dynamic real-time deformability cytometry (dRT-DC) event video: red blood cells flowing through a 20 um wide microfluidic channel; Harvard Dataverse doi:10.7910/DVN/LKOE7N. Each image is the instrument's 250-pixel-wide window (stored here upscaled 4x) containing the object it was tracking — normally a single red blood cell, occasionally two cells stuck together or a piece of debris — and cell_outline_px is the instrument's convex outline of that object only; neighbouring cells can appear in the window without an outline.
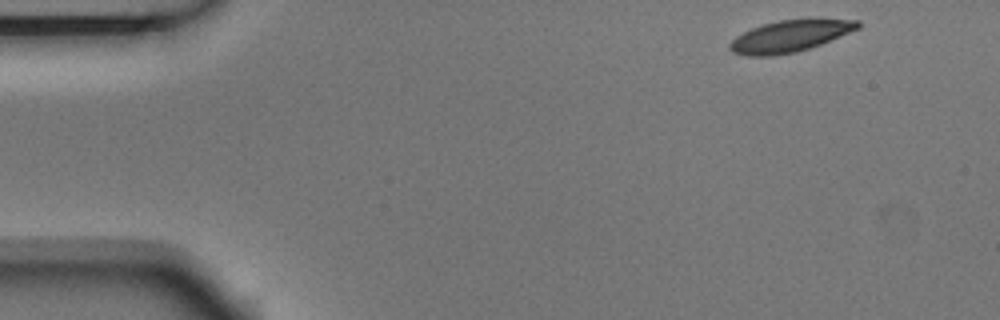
{"species": "Egyptian fruit bat (a non-hibernating species)", "species_latin": "Rousettus aegyptiacus", "temperature_condition": "room temperature", "stored_images_in_passage": 4, "camera_frame_rate_fps": 3000, "um_per_image_px": 0.085, "animal": {"sex": "male"}, "frame": {"image": 1, "passage_image": 1, "time_ms": 0.0, "image_size_px": [1000, 320], "cell_outline_px": [[860, 28], [820, 44], [796, 52], [772, 56], [748, 56], [732, 52], [728, 48], [728, 44], [736, 36], [752, 28], [764, 24], [780, 20], [860, 20]], "centroid_in_image_um": [67.09, 3.09], "position_along_channel_um": 17.9, "area_um2": 23.12}}
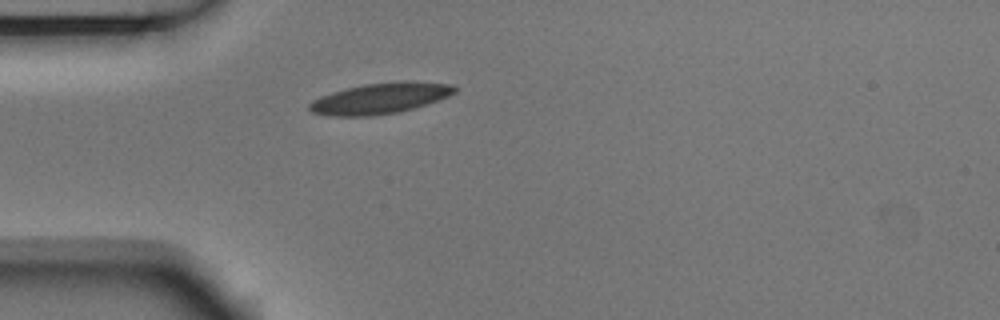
{"frame": {"image": 2, "passage_image": 4, "time_ms": 1.0, "image_size_px": [1000, 320], "cell_outline_px": [[460, 88], [456, 92], [448, 96], [412, 108], [396, 112], [372, 116], [332, 116], [312, 112], [308, 108], [308, 104], [312, 100], [320, 96], [332, 92], [364, 84], [396, 80], [404, 80], [448, 84]], "centroid_in_image_um": [32.29, 8.34], "position_along_channel_um": 52.7, "area_um2": 26.01}}